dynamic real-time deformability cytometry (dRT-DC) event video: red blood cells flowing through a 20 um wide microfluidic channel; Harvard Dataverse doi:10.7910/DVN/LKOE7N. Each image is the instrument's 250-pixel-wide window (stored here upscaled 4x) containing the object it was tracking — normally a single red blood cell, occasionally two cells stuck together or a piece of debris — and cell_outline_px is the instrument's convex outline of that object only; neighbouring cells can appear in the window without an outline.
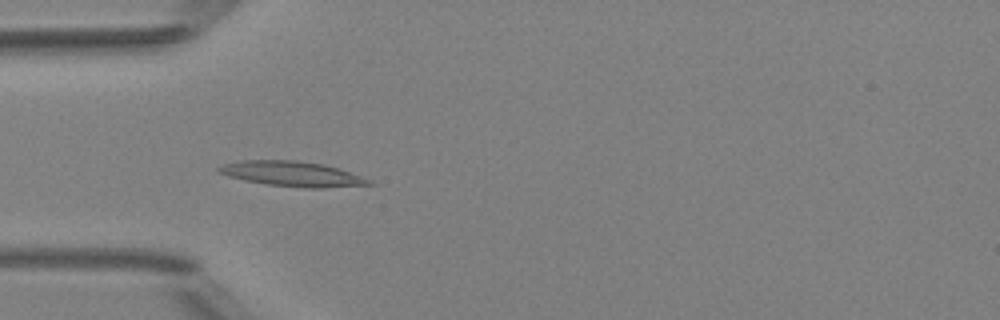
{"species": "Egyptian fruit bat (a non-hibernating species)", "species_latin": "Rousettus aegyptiacus", "temperature_condition": "room temperature", "stored_images_in_passage": 4, "camera_frame_rate_fps": 3000, "um_per_image_px": 0.085, "animal": {"sex": "female"}, "frame": {"image": 1, "passage_image": 3, "time_ms": 3.0, "image_size_px": [1000, 320], "cell_outline_px": [[376, 184], [324, 188], [304, 188], [268, 184], [244, 180], [228, 176], [216, 172], [216, 168], [224, 164], [240, 160], [296, 160], [324, 164], [372, 180]], "centroid_in_image_um": [24.81, 14.78], "position_along_channel_um": 60.2, "area_um2": 21.91}}
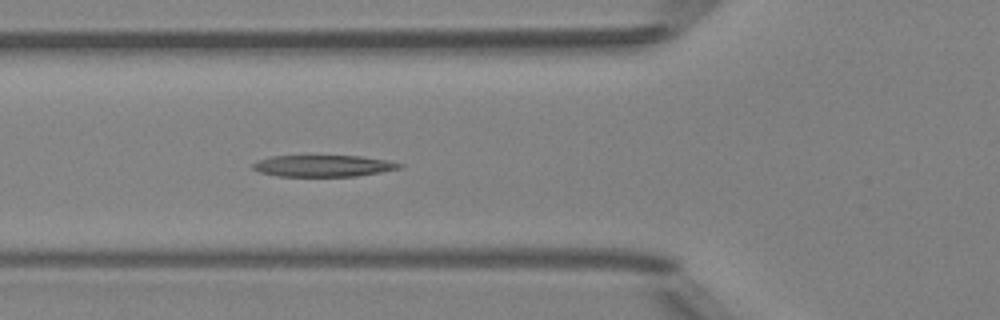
{"frame": {"image": 2, "passage_image": 4, "time_ms": 4.0, "image_size_px": [1000, 320], "cell_outline_px": [[404, 164], [400, 168], [380, 172], [356, 176], [276, 176], [260, 172], [252, 168], [252, 164], [260, 160], [272, 156], [360, 156], [388, 160]], "centroid_in_image_um": [27.49, 14.1], "position_along_channel_um": 98.3, "area_um2": 18.26}}